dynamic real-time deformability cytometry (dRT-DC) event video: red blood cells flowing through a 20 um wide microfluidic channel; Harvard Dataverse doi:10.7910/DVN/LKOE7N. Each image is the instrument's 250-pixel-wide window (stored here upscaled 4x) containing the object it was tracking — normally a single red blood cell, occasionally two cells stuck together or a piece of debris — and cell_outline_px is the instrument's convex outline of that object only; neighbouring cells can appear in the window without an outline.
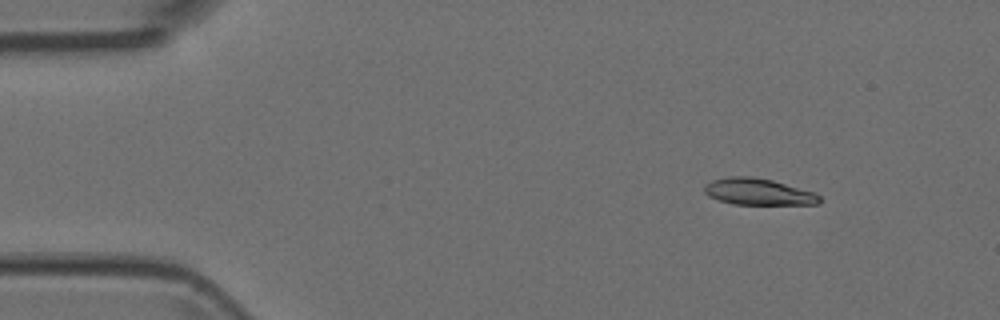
{"species": "Egyptian fruit bat (a non-hibernating species)", "species_latin": "Rousettus aegyptiacus", "temperature_condition": "room temperature", "stored_images_in_passage": 3, "camera_frame_rate_fps": 3000, "um_per_image_px": 0.085, "animal": {"sex": "female"}, "frame": {"image": 1, "passage_image": 1, "time_ms": 0.0, "image_size_px": [1000, 320], "cell_outline_px": [[820, 204], [732, 204], [708, 196], [704, 192], [704, 184], [712, 180], [728, 176], [748, 176], [772, 180], [816, 192], [820, 196]], "centroid_in_image_um": [64.45, 16.29], "position_along_channel_um": 20.6, "area_um2": 17.86}}
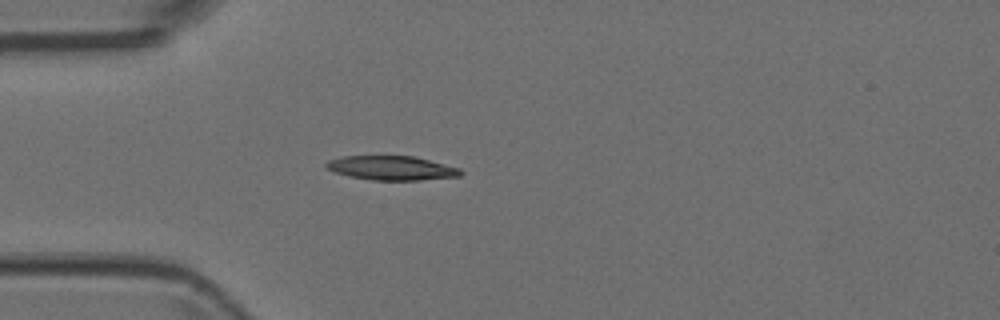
{"frame": {"image": 2, "passage_image": 3, "time_ms": 0.667, "image_size_px": [1000, 320], "cell_outline_px": [[464, 172], [460, 176], [420, 180], [372, 180], [348, 176], [332, 172], [324, 164], [328, 160], [340, 156], [412, 156], [460, 168]], "centroid_in_image_um": [33.25, 14.28], "position_along_channel_um": 51.8, "area_um2": 18.96}}